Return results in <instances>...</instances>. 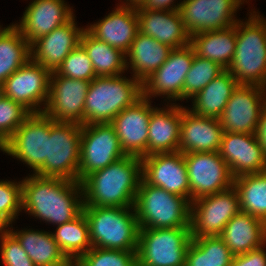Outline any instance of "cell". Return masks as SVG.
<instances>
[{
	"label": "cell",
	"instance_id": "cell-1",
	"mask_svg": "<svg viewBox=\"0 0 266 266\" xmlns=\"http://www.w3.org/2000/svg\"><path fill=\"white\" fill-rule=\"evenodd\" d=\"M84 206L82 184L33 173L22 180V210L45 223L62 225L78 217Z\"/></svg>",
	"mask_w": 266,
	"mask_h": 266
},
{
	"label": "cell",
	"instance_id": "cell-2",
	"mask_svg": "<svg viewBox=\"0 0 266 266\" xmlns=\"http://www.w3.org/2000/svg\"><path fill=\"white\" fill-rule=\"evenodd\" d=\"M142 178L141 158L126 155L81 182L84 206L134 207Z\"/></svg>",
	"mask_w": 266,
	"mask_h": 266
},
{
	"label": "cell",
	"instance_id": "cell-3",
	"mask_svg": "<svg viewBox=\"0 0 266 266\" xmlns=\"http://www.w3.org/2000/svg\"><path fill=\"white\" fill-rule=\"evenodd\" d=\"M236 23V48L227 71L239 84L266 88V19L255 10Z\"/></svg>",
	"mask_w": 266,
	"mask_h": 266
},
{
	"label": "cell",
	"instance_id": "cell-4",
	"mask_svg": "<svg viewBox=\"0 0 266 266\" xmlns=\"http://www.w3.org/2000/svg\"><path fill=\"white\" fill-rule=\"evenodd\" d=\"M122 76L95 77L91 81L84 105V125L111 123L143 97L142 83L133 76Z\"/></svg>",
	"mask_w": 266,
	"mask_h": 266
},
{
	"label": "cell",
	"instance_id": "cell-5",
	"mask_svg": "<svg viewBox=\"0 0 266 266\" xmlns=\"http://www.w3.org/2000/svg\"><path fill=\"white\" fill-rule=\"evenodd\" d=\"M92 247L137 251L139 223L134 207L83 206Z\"/></svg>",
	"mask_w": 266,
	"mask_h": 266
},
{
	"label": "cell",
	"instance_id": "cell-6",
	"mask_svg": "<svg viewBox=\"0 0 266 266\" xmlns=\"http://www.w3.org/2000/svg\"><path fill=\"white\" fill-rule=\"evenodd\" d=\"M134 209L139 228H190L191 202L149 185L143 178Z\"/></svg>",
	"mask_w": 266,
	"mask_h": 266
},
{
	"label": "cell",
	"instance_id": "cell-7",
	"mask_svg": "<svg viewBox=\"0 0 266 266\" xmlns=\"http://www.w3.org/2000/svg\"><path fill=\"white\" fill-rule=\"evenodd\" d=\"M190 228H140L138 266H185Z\"/></svg>",
	"mask_w": 266,
	"mask_h": 266
},
{
	"label": "cell",
	"instance_id": "cell-8",
	"mask_svg": "<svg viewBox=\"0 0 266 266\" xmlns=\"http://www.w3.org/2000/svg\"><path fill=\"white\" fill-rule=\"evenodd\" d=\"M81 128L77 123L54 121L50 125L47 157L34 174L78 181Z\"/></svg>",
	"mask_w": 266,
	"mask_h": 266
},
{
	"label": "cell",
	"instance_id": "cell-9",
	"mask_svg": "<svg viewBox=\"0 0 266 266\" xmlns=\"http://www.w3.org/2000/svg\"><path fill=\"white\" fill-rule=\"evenodd\" d=\"M124 156L126 154L111 123L82 125L78 182Z\"/></svg>",
	"mask_w": 266,
	"mask_h": 266
},
{
	"label": "cell",
	"instance_id": "cell-10",
	"mask_svg": "<svg viewBox=\"0 0 266 266\" xmlns=\"http://www.w3.org/2000/svg\"><path fill=\"white\" fill-rule=\"evenodd\" d=\"M240 211L239 195L233 187L199 197L191 202L192 238L220 236L225 225Z\"/></svg>",
	"mask_w": 266,
	"mask_h": 266
},
{
	"label": "cell",
	"instance_id": "cell-11",
	"mask_svg": "<svg viewBox=\"0 0 266 266\" xmlns=\"http://www.w3.org/2000/svg\"><path fill=\"white\" fill-rule=\"evenodd\" d=\"M53 122L43 112L32 113L0 150L24 162L35 173L47 157L50 125Z\"/></svg>",
	"mask_w": 266,
	"mask_h": 266
},
{
	"label": "cell",
	"instance_id": "cell-12",
	"mask_svg": "<svg viewBox=\"0 0 266 266\" xmlns=\"http://www.w3.org/2000/svg\"><path fill=\"white\" fill-rule=\"evenodd\" d=\"M189 178L191 202L233 187L234 177L219 152L183 153Z\"/></svg>",
	"mask_w": 266,
	"mask_h": 266
},
{
	"label": "cell",
	"instance_id": "cell-13",
	"mask_svg": "<svg viewBox=\"0 0 266 266\" xmlns=\"http://www.w3.org/2000/svg\"><path fill=\"white\" fill-rule=\"evenodd\" d=\"M51 73L40 63L29 59L3 82L4 96L23 105L31 113H42L49 97Z\"/></svg>",
	"mask_w": 266,
	"mask_h": 266
},
{
	"label": "cell",
	"instance_id": "cell-14",
	"mask_svg": "<svg viewBox=\"0 0 266 266\" xmlns=\"http://www.w3.org/2000/svg\"><path fill=\"white\" fill-rule=\"evenodd\" d=\"M244 1L183 0L178 10L185 30L191 37L200 32L220 30L235 25L239 21L235 14Z\"/></svg>",
	"mask_w": 266,
	"mask_h": 266
},
{
	"label": "cell",
	"instance_id": "cell-15",
	"mask_svg": "<svg viewBox=\"0 0 266 266\" xmlns=\"http://www.w3.org/2000/svg\"><path fill=\"white\" fill-rule=\"evenodd\" d=\"M195 54L191 44L172 49L162 66L142 83L143 97L151 99L163 95L165 100L183 101V84Z\"/></svg>",
	"mask_w": 266,
	"mask_h": 266
},
{
	"label": "cell",
	"instance_id": "cell-16",
	"mask_svg": "<svg viewBox=\"0 0 266 266\" xmlns=\"http://www.w3.org/2000/svg\"><path fill=\"white\" fill-rule=\"evenodd\" d=\"M90 83L58 75L53 71L43 113L53 121L84 125V105Z\"/></svg>",
	"mask_w": 266,
	"mask_h": 266
},
{
	"label": "cell",
	"instance_id": "cell-17",
	"mask_svg": "<svg viewBox=\"0 0 266 266\" xmlns=\"http://www.w3.org/2000/svg\"><path fill=\"white\" fill-rule=\"evenodd\" d=\"M265 104V87L239 84L219 117L224 133L255 134Z\"/></svg>",
	"mask_w": 266,
	"mask_h": 266
},
{
	"label": "cell",
	"instance_id": "cell-18",
	"mask_svg": "<svg viewBox=\"0 0 266 266\" xmlns=\"http://www.w3.org/2000/svg\"><path fill=\"white\" fill-rule=\"evenodd\" d=\"M142 177L152 186L186 198L191 202L187 166L181 152L155 153L141 158Z\"/></svg>",
	"mask_w": 266,
	"mask_h": 266
},
{
	"label": "cell",
	"instance_id": "cell-19",
	"mask_svg": "<svg viewBox=\"0 0 266 266\" xmlns=\"http://www.w3.org/2000/svg\"><path fill=\"white\" fill-rule=\"evenodd\" d=\"M151 102L142 97L111 121L126 155L140 158L147 156L149 120L155 109Z\"/></svg>",
	"mask_w": 266,
	"mask_h": 266
},
{
	"label": "cell",
	"instance_id": "cell-20",
	"mask_svg": "<svg viewBox=\"0 0 266 266\" xmlns=\"http://www.w3.org/2000/svg\"><path fill=\"white\" fill-rule=\"evenodd\" d=\"M219 154L234 178L266 171L264 149L255 134L225 132Z\"/></svg>",
	"mask_w": 266,
	"mask_h": 266
},
{
	"label": "cell",
	"instance_id": "cell-21",
	"mask_svg": "<svg viewBox=\"0 0 266 266\" xmlns=\"http://www.w3.org/2000/svg\"><path fill=\"white\" fill-rule=\"evenodd\" d=\"M21 21L13 24L31 45L75 16L64 0H32Z\"/></svg>",
	"mask_w": 266,
	"mask_h": 266
},
{
	"label": "cell",
	"instance_id": "cell-22",
	"mask_svg": "<svg viewBox=\"0 0 266 266\" xmlns=\"http://www.w3.org/2000/svg\"><path fill=\"white\" fill-rule=\"evenodd\" d=\"M85 28H79L75 17L40 37L30 45L31 59L51 72L56 71L69 53L80 44Z\"/></svg>",
	"mask_w": 266,
	"mask_h": 266
},
{
	"label": "cell",
	"instance_id": "cell-23",
	"mask_svg": "<svg viewBox=\"0 0 266 266\" xmlns=\"http://www.w3.org/2000/svg\"><path fill=\"white\" fill-rule=\"evenodd\" d=\"M223 134L219 119L198 116L182 107L179 152H219Z\"/></svg>",
	"mask_w": 266,
	"mask_h": 266
},
{
	"label": "cell",
	"instance_id": "cell-24",
	"mask_svg": "<svg viewBox=\"0 0 266 266\" xmlns=\"http://www.w3.org/2000/svg\"><path fill=\"white\" fill-rule=\"evenodd\" d=\"M139 32L172 49L190 44L179 10L136 9Z\"/></svg>",
	"mask_w": 266,
	"mask_h": 266
},
{
	"label": "cell",
	"instance_id": "cell-25",
	"mask_svg": "<svg viewBox=\"0 0 266 266\" xmlns=\"http://www.w3.org/2000/svg\"><path fill=\"white\" fill-rule=\"evenodd\" d=\"M92 36L127 53L139 32L135 7L120 6L98 22L85 28Z\"/></svg>",
	"mask_w": 266,
	"mask_h": 266
},
{
	"label": "cell",
	"instance_id": "cell-26",
	"mask_svg": "<svg viewBox=\"0 0 266 266\" xmlns=\"http://www.w3.org/2000/svg\"><path fill=\"white\" fill-rule=\"evenodd\" d=\"M156 107L149 120L147 156L179 151L182 106L170 103ZM169 106V107H168Z\"/></svg>",
	"mask_w": 266,
	"mask_h": 266
},
{
	"label": "cell",
	"instance_id": "cell-27",
	"mask_svg": "<svg viewBox=\"0 0 266 266\" xmlns=\"http://www.w3.org/2000/svg\"><path fill=\"white\" fill-rule=\"evenodd\" d=\"M233 255L247 253L266 243V223L248 213L239 211L219 236Z\"/></svg>",
	"mask_w": 266,
	"mask_h": 266
},
{
	"label": "cell",
	"instance_id": "cell-28",
	"mask_svg": "<svg viewBox=\"0 0 266 266\" xmlns=\"http://www.w3.org/2000/svg\"><path fill=\"white\" fill-rule=\"evenodd\" d=\"M171 50L168 45L138 32L126 53V68L130 67L132 76L143 83L162 66Z\"/></svg>",
	"mask_w": 266,
	"mask_h": 266
},
{
	"label": "cell",
	"instance_id": "cell-29",
	"mask_svg": "<svg viewBox=\"0 0 266 266\" xmlns=\"http://www.w3.org/2000/svg\"><path fill=\"white\" fill-rule=\"evenodd\" d=\"M190 44L200 58L215 61L227 70L236 48V24L220 30L194 34Z\"/></svg>",
	"mask_w": 266,
	"mask_h": 266
},
{
	"label": "cell",
	"instance_id": "cell-30",
	"mask_svg": "<svg viewBox=\"0 0 266 266\" xmlns=\"http://www.w3.org/2000/svg\"><path fill=\"white\" fill-rule=\"evenodd\" d=\"M238 85L236 79L225 70L192 97L193 105L188 109L198 116L219 119Z\"/></svg>",
	"mask_w": 266,
	"mask_h": 266
},
{
	"label": "cell",
	"instance_id": "cell-31",
	"mask_svg": "<svg viewBox=\"0 0 266 266\" xmlns=\"http://www.w3.org/2000/svg\"><path fill=\"white\" fill-rule=\"evenodd\" d=\"M9 231L17 238L22 248L34 262L35 266H55L64 262L67 257L61 251L54 237L48 231L21 229Z\"/></svg>",
	"mask_w": 266,
	"mask_h": 266
},
{
	"label": "cell",
	"instance_id": "cell-32",
	"mask_svg": "<svg viewBox=\"0 0 266 266\" xmlns=\"http://www.w3.org/2000/svg\"><path fill=\"white\" fill-rule=\"evenodd\" d=\"M80 44L87 52L97 77L119 76L127 71L126 54L95 38L86 29Z\"/></svg>",
	"mask_w": 266,
	"mask_h": 266
},
{
	"label": "cell",
	"instance_id": "cell-33",
	"mask_svg": "<svg viewBox=\"0 0 266 266\" xmlns=\"http://www.w3.org/2000/svg\"><path fill=\"white\" fill-rule=\"evenodd\" d=\"M31 59L28 40L13 25L0 26V82Z\"/></svg>",
	"mask_w": 266,
	"mask_h": 266
},
{
	"label": "cell",
	"instance_id": "cell-34",
	"mask_svg": "<svg viewBox=\"0 0 266 266\" xmlns=\"http://www.w3.org/2000/svg\"><path fill=\"white\" fill-rule=\"evenodd\" d=\"M233 186L239 195L240 211L266 223V171L238 176Z\"/></svg>",
	"mask_w": 266,
	"mask_h": 266
},
{
	"label": "cell",
	"instance_id": "cell-35",
	"mask_svg": "<svg viewBox=\"0 0 266 266\" xmlns=\"http://www.w3.org/2000/svg\"><path fill=\"white\" fill-rule=\"evenodd\" d=\"M233 256L219 236L192 238L185 266H231Z\"/></svg>",
	"mask_w": 266,
	"mask_h": 266
},
{
	"label": "cell",
	"instance_id": "cell-36",
	"mask_svg": "<svg viewBox=\"0 0 266 266\" xmlns=\"http://www.w3.org/2000/svg\"><path fill=\"white\" fill-rule=\"evenodd\" d=\"M51 233L67 258L79 259L92 248L89 226L83 212L74 220L57 226Z\"/></svg>",
	"mask_w": 266,
	"mask_h": 266
},
{
	"label": "cell",
	"instance_id": "cell-37",
	"mask_svg": "<svg viewBox=\"0 0 266 266\" xmlns=\"http://www.w3.org/2000/svg\"><path fill=\"white\" fill-rule=\"evenodd\" d=\"M225 70L219 63L195 54L183 84V100L191 99Z\"/></svg>",
	"mask_w": 266,
	"mask_h": 266
},
{
	"label": "cell",
	"instance_id": "cell-38",
	"mask_svg": "<svg viewBox=\"0 0 266 266\" xmlns=\"http://www.w3.org/2000/svg\"><path fill=\"white\" fill-rule=\"evenodd\" d=\"M32 113L23 105L3 96L0 99V147Z\"/></svg>",
	"mask_w": 266,
	"mask_h": 266
},
{
	"label": "cell",
	"instance_id": "cell-39",
	"mask_svg": "<svg viewBox=\"0 0 266 266\" xmlns=\"http://www.w3.org/2000/svg\"><path fill=\"white\" fill-rule=\"evenodd\" d=\"M55 72L68 78L89 82L97 77L92 62L81 44L69 53Z\"/></svg>",
	"mask_w": 266,
	"mask_h": 266
},
{
	"label": "cell",
	"instance_id": "cell-40",
	"mask_svg": "<svg viewBox=\"0 0 266 266\" xmlns=\"http://www.w3.org/2000/svg\"><path fill=\"white\" fill-rule=\"evenodd\" d=\"M79 259L85 266H138L136 251L92 247Z\"/></svg>",
	"mask_w": 266,
	"mask_h": 266
},
{
	"label": "cell",
	"instance_id": "cell-41",
	"mask_svg": "<svg viewBox=\"0 0 266 266\" xmlns=\"http://www.w3.org/2000/svg\"><path fill=\"white\" fill-rule=\"evenodd\" d=\"M22 211V180L19 182L0 180V214L10 223Z\"/></svg>",
	"mask_w": 266,
	"mask_h": 266
},
{
	"label": "cell",
	"instance_id": "cell-42",
	"mask_svg": "<svg viewBox=\"0 0 266 266\" xmlns=\"http://www.w3.org/2000/svg\"><path fill=\"white\" fill-rule=\"evenodd\" d=\"M0 250L3 266H35L10 231L0 234Z\"/></svg>",
	"mask_w": 266,
	"mask_h": 266
},
{
	"label": "cell",
	"instance_id": "cell-43",
	"mask_svg": "<svg viewBox=\"0 0 266 266\" xmlns=\"http://www.w3.org/2000/svg\"><path fill=\"white\" fill-rule=\"evenodd\" d=\"M253 249L247 253L234 255L231 266H266V249L264 247Z\"/></svg>",
	"mask_w": 266,
	"mask_h": 266
},
{
	"label": "cell",
	"instance_id": "cell-44",
	"mask_svg": "<svg viewBox=\"0 0 266 266\" xmlns=\"http://www.w3.org/2000/svg\"><path fill=\"white\" fill-rule=\"evenodd\" d=\"M175 0H146L142 6L136 9H155V10H178L180 3L174 5Z\"/></svg>",
	"mask_w": 266,
	"mask_h": 266
},
{
	"label": "cell",
	"instance_id": "cell-45",
	"mask_svg": "<svg viewBox=\"0 0 266 266\" xmlns=\"http://www.w3.org/2000/svg\"><path fill=\"white\" fill-rule=\"evenodd\" d=\"M255 135L260 142V145L263 147L266 157V104L262 108Z\"/></svg>",
	"mask_w": 266,
	"mask_h": 266
},
{
	"label": "cell",
	"instance_id": "cell-46",
	"mask_svg": "<svg viewBox=\"0 0 266 266\" xmlns=\"http://www.w3.org/2000/svg\"><path fill=\"white\" fill-rule=\"evenodd\" d=\"M126 1V2H125ZM146 0H124L121 2L120 6H128V7H140Z\"/></svg>",
	"mask_w": 266,
	"mask_h": 266
},
{
	"label": "cell",
	"instance_id": "cell-47",
	"mask_svg": "<svg viewBox=\"0 0 266 266\" xmlns=\"http://www.w3.org/2000/svg\"><path fill=\"white\" fill-rule=\"evenodd\" d=\"M10 224L11 223L0 214V234L9 231Z\"/></svg>",
	"mask_w": 266,
	"mask_h": 266
},
{
	"label": "cell",
	"instance_id": "cell-48",
	"mask_svg": "<svg viewBox=\"0 0 266 266\" xmlns=\"http://www.w3.org/2000/svg\"><path fill=\"white\" fill-rule=\"evenodd\" d=\"M55 266H72V258H67L64 262Z\"/></svg>",
	"mask_w": 266,
	"mask_h": 266
},
{
	"label": "cell",
	"instance_id": "cell-49",
	"mask_svg": "<svg viewBox=\"0 0 266 266\" xmlns=\"http://www.w3.org/2000/svg\"><path fill=\"white\" fill-rule=\"evenodd\" d=\"M72 266H85L80 259L72 258Z\"/></svg>",
	"mask_w": 266,
	"mask_h": 266
},
{
	"label": "cell",
	"instance_id": "cell-50",
	"mask_svg": "<svg viewBox=\"0 0 266 266\" xmlns=\"http://www.w3.org/2000/svg\"><path fill=\"white\" fill-rule=\"evenodd\" d=\"M4 96L3 83L0 82V99Z\"/></svg>",
	"mask_w": 266,
	"mask_h": 266
}]
</instances>
